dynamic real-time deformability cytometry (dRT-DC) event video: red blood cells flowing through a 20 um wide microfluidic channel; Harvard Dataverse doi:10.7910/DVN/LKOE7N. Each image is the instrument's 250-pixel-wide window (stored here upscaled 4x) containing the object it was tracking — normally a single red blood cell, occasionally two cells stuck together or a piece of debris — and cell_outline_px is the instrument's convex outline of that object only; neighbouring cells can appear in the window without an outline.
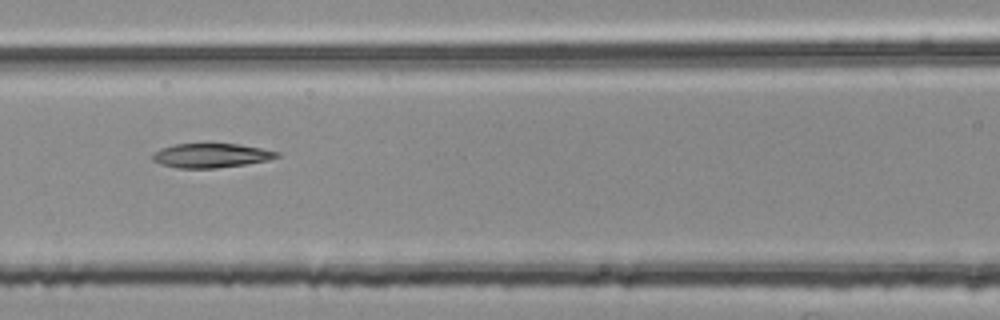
{"species": "common noctule bat (a hibernating species)", "species_latin": "Nyctalus noctula", "temperature_condition": "room temperature", "stored_images_in_passage": 47, "segment_of_instrument_passage": [2, 2], "camera_frame_rate_fps": 3000, "um_per_image_px": 0.085, "animal": {"sex": "female", "body_mass_g": 25.1}, "frame": {"image": 1, "passage_image": 17, "time_ms": 5.333, "image_size_px": [1000, 320], "cell_outline_px": [[280, 156], [268, 160], [244, 164], [216, 168], [180, 168], [160, 164], [152, 160], [152, 152], [160, 148], [172, 144], [236, 144], [260, 148], [280, 152]], "centroid_in_image_um": [17.89, 13.21], "position_along_channel_um": 148.7, "area_um2": 17.51}}
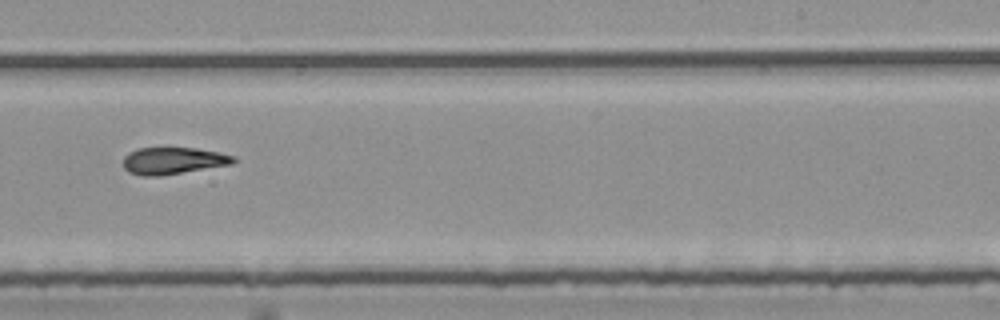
{"frame": {"image": 2, "passage_image": 27, "time_ms": 8.667, "image_size_px": [1000, 320], "cell_outline_px": [[236, 160], [232, 164], [160, 176], [144, 176], [128, 172], [124, 168], [124, 156], [128, 152], [140, 148], [196, 148], [220, 152], [236, 156]], "centroid_in_image_um": [14.73, 13.66], "position_along_channel_um": 274.3, "area_um2": 17.34}}
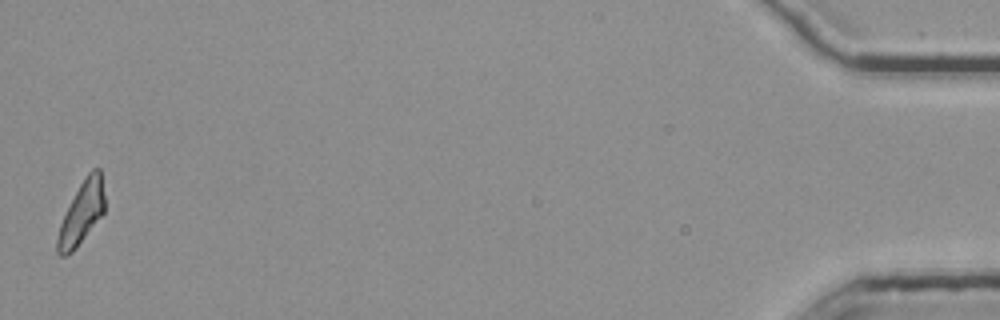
{"frame": {"image": 3, "passage_image": 47, "time_ms": 15.333, "image_size_px": [1000, 320], "cell_outline_px": [[104, 212], [76, 248], [72, 252], [64, 256], [60, 256], [56, 252], [56, 240], [60, 224], [80, 184], [88, 172], [92, 168], [100, 168], [104, 196]], "centroid_in_image_um": [6.93, 18.12], "position_along_channel_um": 428.3, "area_um2": 16.82}}